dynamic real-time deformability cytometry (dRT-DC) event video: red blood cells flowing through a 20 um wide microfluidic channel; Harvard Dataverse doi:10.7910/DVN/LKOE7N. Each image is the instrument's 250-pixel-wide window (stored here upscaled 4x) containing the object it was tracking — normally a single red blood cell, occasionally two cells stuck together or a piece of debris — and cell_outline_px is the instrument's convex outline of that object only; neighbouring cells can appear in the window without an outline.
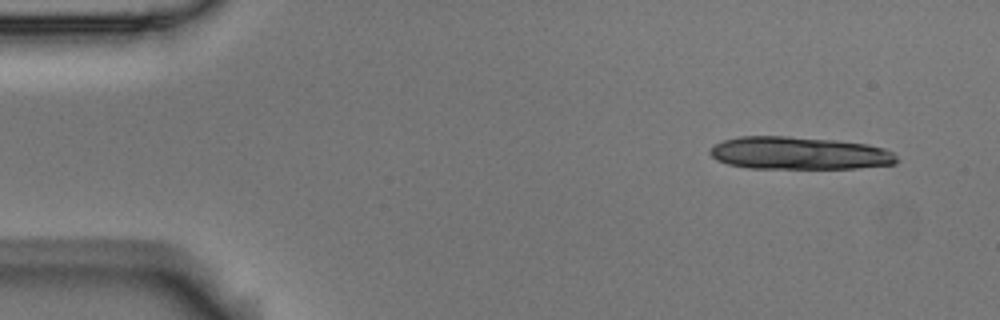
{"species": "Egyptian fruit bat (a non-hibernating species)", "species_latin": "Rousettus aegyptiacus", "temperature_condition": "room temperature", "stored_images_in_passage": 6, "camera_frame_rate_fps": 3000, "um_per_image_px": 0.085, "animal": {"sex": "male"}, "frame": {"image": 1, "passage_image": 1, "time_ms": 0.0, "image_size_px": [1000, 320], "cell_outline_px": [[900, 160], [896, 164], [856, 168], [748, 168], [728, 164], [716, 160], [708, 152], [716, 144], [724, 140], [740, 136], [788, 136], [836, 140], [868, 144], [884, 148], [892, 152]], "centroid_in_image_um": [67.95, 13.02], "position_along_channel_um": 17.0, "area_um2": 35.66}}
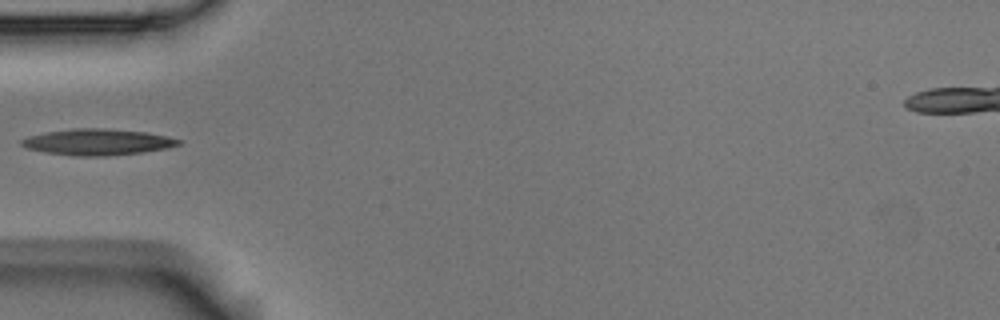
{"frame": {"image": 2, "passage_image": 5, "time_ms": 1.333, "image_size_px": [1000, 320], "cell_outline_px": [[184, 140], [180, 144], [168, 148], [140, 152], [104, 156], [76, 156], [44, 152], [28, 148], [20, 144], [20, 140], [28, 136], [44, 132], [72, 128], [104, 128], [144, 132], [168, 136]], "centroid_in_image_um": [8.28, 12.06], "position_along_channel_um": 76.7, "area_um2": 23.99}}
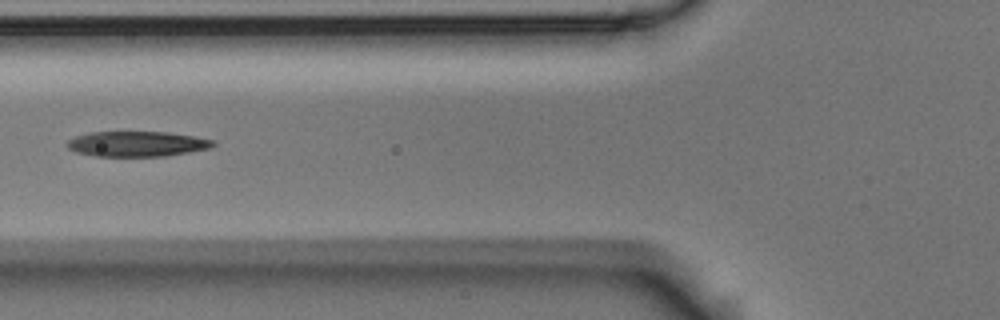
{"frame": {"image": 3, "passage_image": 6, "time_ms": 1.667, "image_size_px": [1000, 320], "cell_outline_px": [[216, 144], [208, 148], [168, 156], [96, 156], [76, 152], [68, 148], [68, 140], [76, 136], [88, 132], [168, 132], [216, 140]], "centroid_in_image_um": [11.65, 12.23], "position_along_channel_um": 114.1, "area_um2": 21.39}}